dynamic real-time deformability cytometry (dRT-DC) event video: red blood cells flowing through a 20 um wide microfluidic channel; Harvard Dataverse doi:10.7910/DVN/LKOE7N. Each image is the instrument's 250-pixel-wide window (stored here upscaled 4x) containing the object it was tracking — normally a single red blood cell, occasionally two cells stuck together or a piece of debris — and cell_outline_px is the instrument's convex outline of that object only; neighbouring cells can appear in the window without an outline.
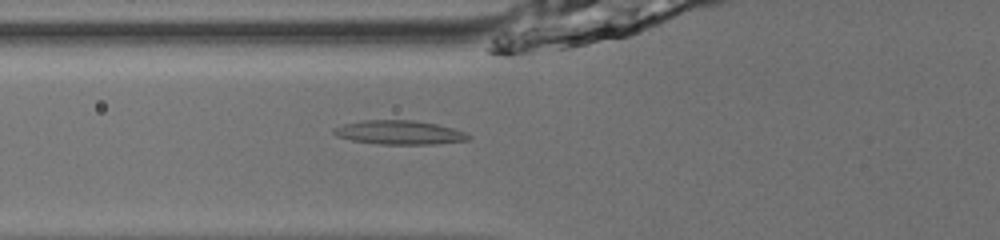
{"species": "common noctule bat (a hibernating species)", "species_latin": "Nyctalus noctula", "temperature_condition": "room temperature", "stored_images_in_passage": 52, "camera_frame_rate_fps": 3000, "um_per_image_px": 0.085, "animal": {"sex": "male", "body_mass_g": 13.0, "forearm_length_mm": 53.1}, "frame": {"image": 1, "passage_image": 22, "time_ms": 7.0, "image_size_px": [1000, 240], "cell_outline_px": [[472, 136], [468, 140], [436, 144], [380, 144], [352, 140], [336, 136], [332, 132], [332, 128], [344, 124], [360, 120], [416, 120], [436, 124], [468, 132]], "centroid_in_image_um": [33.96, 11.25], "position_along_channel_um": 91.8, "area_um2": 18.96}}
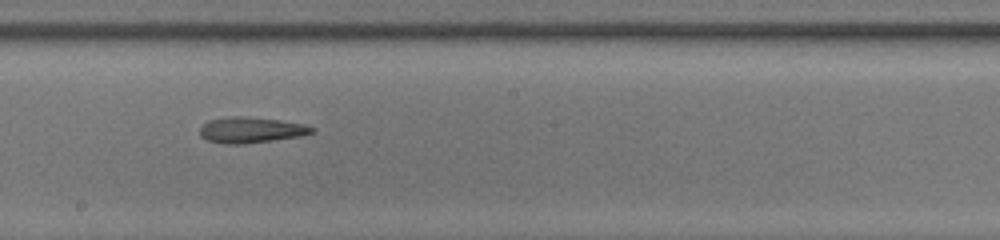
{"frame": {"image": 2, "passage_image": 32, "time_ms": 10.333, "image_size_px": [1000, 240], "cell_outline_px": [[316, 132], [300, 136], [244, 144], [220, 144], [204, 140], [200, 136], [200, 128], [208, 120], [232, 116], [240, 116], [280, 120], [304, 124], [316, 128]], "centroid_in_image_um": [21.32, 11.06], "position_along_channel_um": 226.9, "area_um2": 16.99}}
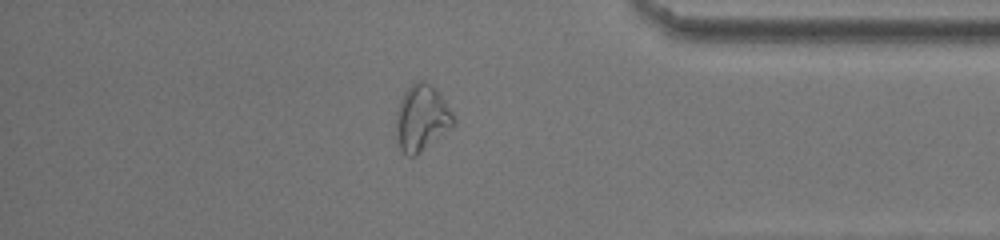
{"frame": {"image": 3, "passage_image": 46, "time_ms": 15.0, "image_size_px": [1000, 240], "cell_outline_px": [[456, 124], [452, 128], [416, 156], [408, 156], [400, 148], [396, 140], [396, 112], [400, 100], [404, 92], [416, 80], [424, 80], [436, 88], [452, 112], [456, 120]], "centroid_in_image_um": [35.85, 10.04], "position_along_channel_um": 399.4, "area_um2": 22.43}, "authors_computed_cell_mechanics": {"area_um2": 18.9873, "velocity_mm_per_s": 4.0245, "shape_relaxation_time_tau1_ms": 7.3099, "shape_relaxation_time_tau2_ms": 2.1325, "deformation_change_tau1": 0.2523, "deformation_change_tau2": 0.1323}}